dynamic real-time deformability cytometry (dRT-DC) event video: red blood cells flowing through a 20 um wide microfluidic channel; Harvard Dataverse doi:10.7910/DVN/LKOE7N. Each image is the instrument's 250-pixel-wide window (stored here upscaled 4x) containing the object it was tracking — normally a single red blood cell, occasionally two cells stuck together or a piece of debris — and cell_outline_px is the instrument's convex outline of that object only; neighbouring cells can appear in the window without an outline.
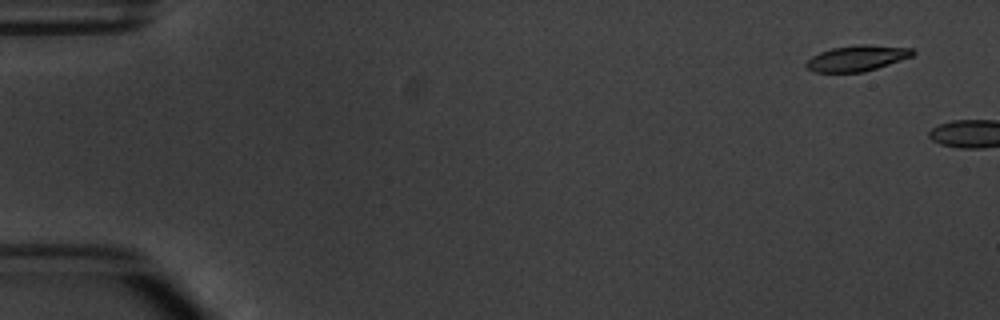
{"species": "common noctule bat (a hibernating species)", "species_latin": "Nyctalus noctula", "temperature_condition": "warm", "stored_images_in_passage": 2, "camera_frame_rate_fps": 3000, "um_per_image_px": 0.085, "animal": {"sex": "male", "body_mass_g": 20.1, "forearm_length_mm": 53.5}, "frame": {"image": 1, "passage_image": 1, "time_ms": 0.0, "image_size_px": [1000, 320], "cell_outline_px": [[916, 52], [912, 56], [864, 72], [812, 72], [804, 64], [812, 56], [820, 52], [832, 48], [860, 44], [868, 44], [912, 48]], "centroid_in_image_um": [72.84, 4.94], "position_along_channel_um": 12.2, "area_um2": 15.9}}